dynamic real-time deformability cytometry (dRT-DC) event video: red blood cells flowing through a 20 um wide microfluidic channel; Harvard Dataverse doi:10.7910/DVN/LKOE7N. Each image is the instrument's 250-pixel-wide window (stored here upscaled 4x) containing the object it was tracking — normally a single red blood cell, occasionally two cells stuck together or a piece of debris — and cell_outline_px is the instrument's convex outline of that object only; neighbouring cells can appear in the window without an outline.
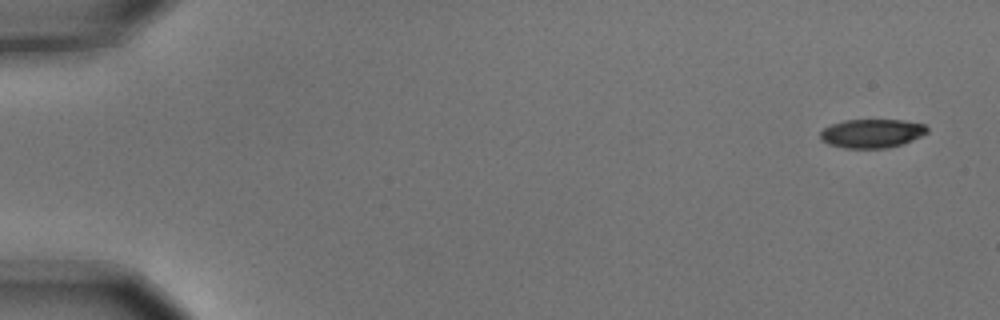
{"species": "common noctule bat (a hibernating species)", "species_latin": "Nyctalus noctula", "temperature_condition": "cold", "stored_images_in_passage": 4, "camera_frame_rate_fps": 3000, "um_per_image_px": 0.085, "animal": {"sex": "male", "body_mass_g": 15.6}, "frame": {"image": 1, "passage_image": 1, "time_ms": 0.0, "image_size_px": [1000, 320], "cell_outline_px": [[928, 132], [912, 140], [888, 148], [844, 148], [828, 144], [820, 140], [820, 132], [824, 128], [832, 124], [844, 120], [904, 120], [924, 124], [928, 128]], "centroid_in_image_um": [74.09, 11.34], "position_along_channel_um": 10.9, "area_um2": 17.92}}
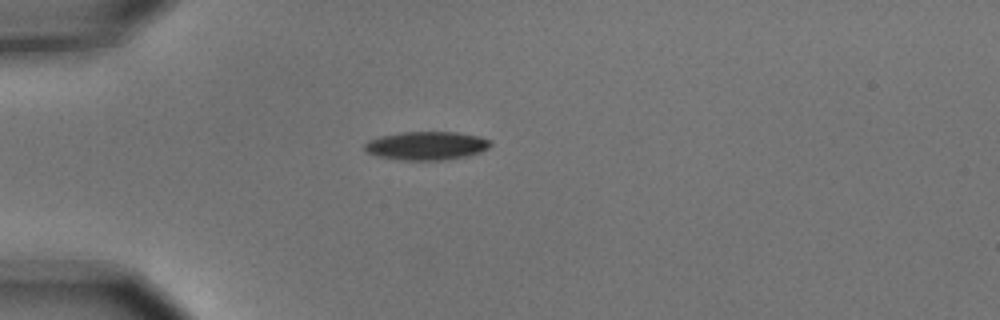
{"frame": {"image": 2, "passage_image": 4, "time_ms": 1.0, "image_size_px": [1000, 320], "cell_outline_px": [[492, 144], [488, 148], [480, 152], [468, 156], [444, 160], [404, 160], [380, 156], [368, 152], [364, 148], [364, 144], [368, 140], [380, 136], [400, 132], [456, 132], [480, 136], [488, 140]], "centroid_in_image_um": [36.27, 12.38], "position_along_channel_um": 48.7, "area_um2": 20.81}}